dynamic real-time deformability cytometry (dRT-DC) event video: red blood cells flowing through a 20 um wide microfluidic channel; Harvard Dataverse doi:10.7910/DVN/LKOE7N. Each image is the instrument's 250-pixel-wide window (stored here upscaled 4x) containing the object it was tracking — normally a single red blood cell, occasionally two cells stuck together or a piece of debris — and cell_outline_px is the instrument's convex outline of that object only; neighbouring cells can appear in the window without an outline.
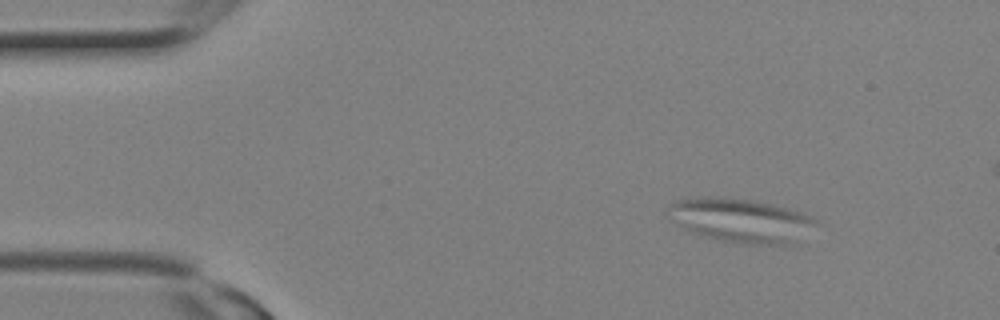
{"species": "Egyptian fruit bat (a non-hibernating species)", "species_latin": "Rousettus aegyptiacus", "temperature_condition": "room temperature", "stored_images_in_passage": 3, "segment_of_instrument_passage": [1, 2], "camera_frame_rate_fps": 3000, "um_per_image_px": 0.085, "animal": {"sex": "female"}, "frame": {"image": 1, "passage_image": 1, "time_ms": 0.0, "image_size_px": [1000, 320], "cell_outline_px": [[816, 224], [776, 244], [748, 244], [720, 240], [704, 236], [692, 232], [668, 220], [668, 208], [676, 200], [704, 196], [724, 196], [752, 200], [772, 204], [804, 212], [812, 216], [816, 220]], "centroid_in_image_um": [62.79, 18.66], "position_along_channel_um": 22.2, "area_um2": 36.76}}